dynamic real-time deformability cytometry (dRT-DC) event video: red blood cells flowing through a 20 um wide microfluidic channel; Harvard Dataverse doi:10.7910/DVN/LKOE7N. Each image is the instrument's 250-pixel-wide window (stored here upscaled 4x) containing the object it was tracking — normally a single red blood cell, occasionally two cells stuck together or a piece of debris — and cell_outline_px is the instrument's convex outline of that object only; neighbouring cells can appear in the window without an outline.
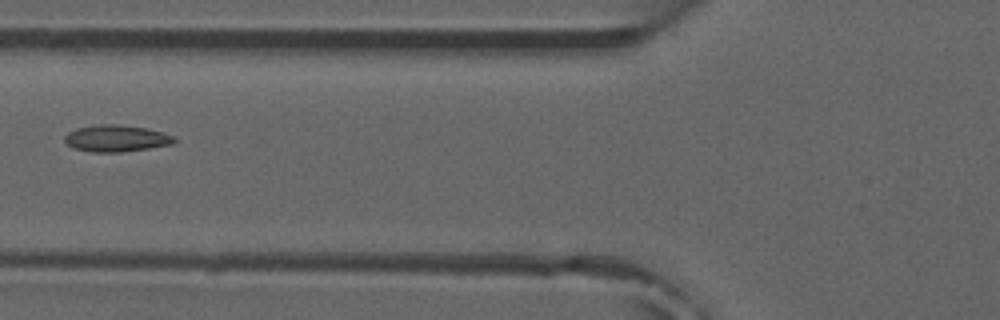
{"species": "common noctule bat (a hibernating species)", "species_latin": "Nyctalus noctula", "temperature_condition": "room temperature", "stored_images_in_passage": 5, "camera_frame_rate_fps": 3000, "um_per_image_px": 0.085, "animal": {"sex": "male", "forearm_length_mm": 52.5}, "frame": {"image": 1, "passage_image": 5, "time_ms": 4.667, "image_size_px": [1000, 320], "cell_outline_px": [[176, 140], [172, 144], [148, 148], [120, 152], [92, 152], [72, 148], [64, 140], [64, 136], [68, 132], [76, 128], [100, 124], [120, 124], [148, 128], [164, 132], [172, 136]], "centroid_in_image_um": [9.86, 11.75], "position_along_channel_um": 115.9, "area_um2": 17.11}}